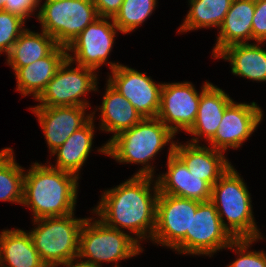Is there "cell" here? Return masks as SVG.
<instances>
[{
    "label": "cell",
    "mask_w": 266,
    "mask_h": 267,
    "mask_svg": "<svg viewBox=\"0 0 266 267\" xmlns=\"http://www.w3.org/2000/svg\"><path fill=\"white\" fill-rule=\"evenodd\" d=\"M158 196L156 177L132 175L115 188L103 191L91 212L108 227L123 232L128 230L141 245L143 240H152Z\"/></svg>",
    "instance_id": "1"
},
{
    "label": "cell",
    "mask_w": 266,
    "mask_h": 267,
    "mask_svg": "<svg viewBox=\"0 0 266 267\" xmlns=\"http://www.w3.org/2000/svg\"><path fill=\"white\" fill-rule=\"evenodd\" d=\"M47 162L36 161L24 173L22 205L30 208L32 220L75 213L80 178Z\"/></svg>",
    "instance_id": "2"
},
{
    "label": "cell",
    "mask_w": 266,
    "mask_h": 267,
    "mask_svg": "<svg viewBox=\"0 0 266 267\" xmlns=\"http://www.w3.org/2000/svg\"><path fill=\"white\" fill-rule=\"evenodd\" d=\"M175 134L158 118H143L106 144V155L118 163L141 164L134 175L155 177L154 161L165 145H175ZM174 140V141H173Z\"/></svg>",
    "instance_id": "3"
},
{
    "label": "cell",
    "mask_w": 266,
    "mask_h": 267,
    "mask_svg": "<svg viewBox=\"0 0 266 267\" xmlns=\"http://www.w3.org/2000/svg\"><path fill=\"white\" fill-rule=\"evenodd\" d=\"M246 184L231 165L212 186L211 202L234 239H259L263 236L253 215L252 197Z\"/></svg>",
    "instance_id": "4"
},
{
    "label": "cell",
    "mask_w": 266,
    "mask_h": 267,
    "mask_svg": "<svg viewBox=\"0 0 266 267\" xmlns=\"http://www.w3.org/2000/svg\"><path fill=\"white\" fill-rule=\"evenodd\" d=\"M142 252V246L127 231L108 227L99 218L86 217L79 236V258L95 267H102L104 262L120 267L119 262Z\"/></svg>",
    "instance_id": "5"
},
{
    "label": "cell",
    "mask_w": 266,
    "mask_h": 267,
    "mask_svg": "<svg viewBox=\"0 0 266 267\" xmlns=\"http://www.w3.org/2000/svg\"><path fill=\"white\" fill-rule=\"evenodd\" d=\"M85 219L76 218L72 213L62 217L32 220L36 226L28 233L47 267L78 257L79 236Z\"/></svg>",
    "instance_id": "6"
},
{
    "label": "cell",
    "mask_w": 266,
    "mask_h": 267,
    "mask_svg": "<svg viewBox=\"0 0 266 267\" xmlns=\"http://www.w3.org/2000/svg\"><path fill=\"white\" fill-rule=\"evenodd\" d=\"M36 18L42 31L67 47L99 15L92 0H44Z\"/></svg>",
    "instance_id": "7"
},
{
    "label": "cell",
    "mask_w": 266,
    "mask_h": 267,
    "mask_svg": "<svg viewBox=\"0 0 266 267\" xmlns=\"http://www.w3.org/2000/svg\"><path fill=\"white\" fill-rule=\"evenodd\" d=\"M201 202L167 194L157 199L156 227L151 242L190 255V223Z\"/></svg>",
    "instance_id": "8"
},
{
    "label": "cell",
    "mask_w": 266,
    "mask_h": 267,
    "mask_svg": "<svg viewBox=\"0 0 266 267\" xmlns=\"http://www.w3.org/2000/svg\"><path fill=\"white\" fill-rule=\"evenodd\" d=\"M72 64L69 59L63 62L33 107H91L85 96L99 91L98 74L92 68Z\"/></svg>",
    "instance_id": "9"
},
{
    "label": "cell",
    "mask_w": 266,
    "mask_h": 267,
    "mask_svg": "<svg viewBox=\"0 0 266 267\" xmlns=\"http://www.w3.org/2000/svg\"><path fill=\"white\" fill-rule=\"evenodd\" d=\"M118 32L120 31L112 18L99 17L66 47L67 59L72 61L73 65L75 63L97 72L104 64L110 66V70H114L121 63L108 61V57Z\"/></svg>",
    "instance_id": "10"
},
{
    "label": "cell",
    "mask_w": 266,
    "mask_h": 267,
    "mask_svg": "<svg viewBox=\"0 0 266 267\" xmlns=\"http://www.w3.org/2000/svg\"><path fill=\"white\" fill-rule=\"evenodd\" d=\"M108 75L107 82L121 93L143 118H157L162 83L151 76L120 64Z\"/></svg>",
    "instance_id": "11"
},
{
    "label": "cell",
    "mask_w": 266,
    "mask_h": 267,
    "mask_svg": "<svg viewBox=\"0 0 266 267\" xmlns=\"http://www.w3.org/2000/svg\"><path fill=\"white\" fill-rule=\"evenodd\" d=\"M263 112L256 102L238 103L233 100L226 107L219 128L207 146L223 152L230 148L237 150L263 121Z\"/></svg>",
    "instance_id": "12"
},
{
    "label": "cell",
    "mask_w": 266,
    "mask_h": 267,
    "mask_svg": "<svg viewBox=\"0 0 266 267\" xmlns=\"http://www.w3.org/2000/svg\"><path fill=\"white\" fill-rule=\"evenodd\" d=\"M200 96L191 82H164L157 118L175 135L181 130L187 132L196 120Z\"/></svg>",
    "instance_id": "13"
},
{
    "label": "cell",
    "mask_w": 266,
    "mask_h": 267,
    "mask_svg": "<svg viewBox=\"0 0 266 267\" xmlns=\"http://www.w3.org/2000/svg\"><path fill=\"white\" fill-rule=\"evenodd\" d=\"M235 239L222 225L211 201L201 202L190 223V255L213 256Z\"/></svg>",
    "instance_id": "14"
},
{
    "label": "cell",
    "mask_w": 266,
    "mask_h": 267,
    "mask_svg": "<svg viewBox=\"0 0 266 267\" xmlns=\"http://www.w3.org/2000/svg\"><path fill=\"white\" fill-rule=\"evenodd\" d=\"M87 108L89 107H29L38 118L50 153L92 118V113H86Z\"/></svg>",
    "instance_id": "15"
},
{
    "label": "cell",
    "mask_w": 266,
    "mask_h": 267,
    "mask_svg": "<svg viewBox=\"0 0 266 267\" xmlns=\"http://www.w3.org/2000/svg\"><path fill=\"white\" fill-rule=\"evenodd\" d=\"M168 147L167 172L156 175L159 194H167L199 202L211 201L212 187L200 177L192 175L186 165Z\"/></svg>",
    "instance_id": "16"
},
{
    "label": "cell",
    "mask_w": 266,
    "mask_h": 267,
    "mask_svg": "<svg viewBox=\"0 0 266 267\" xmlns=\"http://www.w3.org/2000/svg\"><path fill=\"white\" fill-rule=\"evenodd\" d=\"M196 120L185 133L193 137L187 141L200 144V138L209 142L217 132L226 107L233 101L228 93L211 82L203 83Z\"/></svg>",
    "instance_id": "17"
},
{
    "label": "cell",
    "mask_w": 266,
    "mask_h": 267,
    "mask_svg": "<svg viewBox=\"0 0 266 267\" xmlns=\"http://www.w3.org/2000/svg\"><path fill=\"white\" fill-rule=\"evenodd\" d=\"M174 154L186 165L192 175L200 177L211 187L232 165L225 157V152L204 144H193L187 141L181 144L177 141Z\"/></svg>",
    "instance_id": "18"
},
{
    "label": "cell",
    "mask_w": 266,
    "mask_h": 267,
    "mask_svg": "<svg viewBox=\"0 0 266 267\" xmlns=\"http://www.w3.org/2000/svg\"><path fill=\"white\" fill-rule=\"evenodd\" d=\"M102 105L97 107L100 110L99 130L110 132L114 135L106 141L103 146L97 149L98 153L106 155V144L116 135L130 129L139 123L143 117L136 111L135 107L108 82L105 84Z\"/></svg>",
    "instance_id": "19"
},
{
    "label": "cell",
    "mask_w": 266,
    "mask_h": 267,
    "mask_svg": "<svg viewBox=\"0 0 266 267\" xmlns=\"http://www.w3.org/2000/svg\"><path fill=\"white\" fill-rule=\"evenodd\" d=\"M255 0H233L216 37L212 57L234 44L249 43L252 40V22Z\"/></svg>",
    "instance_id": "20"
},
{
    "label": "cell",
    "mask_w": 266,
    "mask_h": 267,
    "mask_svg": "<svg viewBox=\"0 0 266 267\" xmlns=\"http://www.w3.org/2000/svg\"><path fill=\"white\" fill-rule=\"evenodd\" d=\"M66 59V47L58 45L48 56L17 68L14 71L16 91H20L23 96L30 94L36 100Z\"/></svg>",
    "instance_id": "21"
},
{
    "label": "cell",
    "mask_w": 266,
    "mask_h": 267,
    "mask_svg": "<svg viewBox=\"0 0 266 267\" xmlns=\"http://www.w3.org/2000/svg\"><path fill=\"white\" fill-rule=\"evenodd\" d=\"M96 110L92 112V118L80 129L71 134V136L56 150H54L50 156L56 157V164L53 165L50 162L47 164L62 171L70 172L80 178V170L86 160H88L89 154L92 152L93 139L95 136L94 120L96 117Z\"/></svg>",
    "instance_id": "22"
},
{
    "label": "cell",
    "mask_w": 266,
    "mask_h": 267,
    "mask_svg": "<svg viewBox=\"0 0 266 267\" xmlns=\"http://www.w3.org/2000/svg\"><path fill=\"white\" fill-rule=\"evenodd\" d=\"M264 42L234 44L223 49L214 59L230 63L233 75L266 83V50Z\"/></svg>",
    "instance_id": "23"
},
{
    "label": "cell",
    "mask_w": 266,
    "mask_h": 267,
    "mask_svg": "<svg viewBox=\"0 0 266 267\" xmlns=\"http://www.w3.org/2000/svg\"><path fill=\"white\" fill-rule=\"evenodd\" d=\"M0 267H47L35 249L30 234L22 229L0 232Z\"/></svg>",
    "instance_id": "24"
},
{
    "label": "cell",
    "mask_w": 266,
    "mask_h": 267,
    "mask_svg": "<svg viewBox=\"0 0 266 267\" xmlns=\"http://www.w3.org/2000/svg\"><path fill=\"white\" fill-rule=\"evenodd\" d=\"M57 46L56 41L46 32L41 30L38 33L26 28L13 44L5 60L15 71L48 56Z\"/></svg>",
    "instance_id": "25"
},
{
    "label": "cell",
    "mask_w": 266,
    "mask_h": 267,
    "mask_svg": "<svg viewBox=\"0 0 266 267\" xmlns=\"http://www.w3.org/2000/svg\"><path fill=\"white\" fill-rule=\"evenodd\" d=\"M189 11L177 33L202 28L219 29L233 0H188Z\"/></svg>",
    "instance_id": "26"
},
{
    "label": "cell",
    "mask_w": 266,
    "mask_h": 267,
    "mask_svg": "<svg viewBox=\"0 0 266 267\" xmlns=\"http://www.w3.org/2000/svg\"><path fill=\"white\" fill-rule=\"evenodd\" d=\"M14 155L13 148L0 150V201L22 205L25 169Z\"/></svg>",
    "instance_id": "27"
},
{
    "label": "cell",
    "mask_w": 266,
    "mask_h": 267,
    "mask_svg": "<svg viewBox=\"0 0 266 267\" xmlns=\"http://www.w3.org/2000/svg\"><path fill=\"white\" fill-rule=\"evenodd\" d=\"M157 3V0H124L113 22L120 33L130 34L152 15Z\"/></svg>",
    "instance_id": "28"
},
{
    "label": "cell",
    "mask_w": 266,
    "mask_h": 267,
    "mask_svg": "<svg viewBox=\"0 0 266 267\" xmlns=\"http://www.w3.org/2000/svg\"><path fill=\"white\" fill-rule=\"evenodd\" d=\"M26 19L19 14L0 11V55H7L21 33L26 29Z\"/></svg>",
    "instance_id": "29"
},
{
    "label": "cell",
    "mask_w": 266,
    "mask_h": 267,
    "mask_svg": "<svg viewBox=\"0 0 266 267\" xmlns=\"http://www.w3.org/2000/svg\"><path fill=\"white\" fill-rule=\"evenodd\" d=\"M260 239H235L227 248L237 254V258L227 267H266V253L263 250L252 251L251 246ZM251 245V246H250ZM250 251H249V250Z\"/></svg>",
    "instance_id": "30"
},
{
    "label": "cell",
    "mask_w": 266,
    "mask_h": 267,
    "mask_svg": "<svg viewBox=\"0 0 266 267\" xmlns=\"http://www.w3.org/2000/svg\"><path fill=\"white\" fill-rule=\"evenodd\" d=\"M266 41V0H255L252 22V41Z\"/></svg>",
    "instance_id": "31"
},
{
    "label": "cell",
    "mask_w": 266,
    "mask_h": 267,
    "mask_svg": "<svg viewBox=\"0 0 266 267\" xmlns=\"http://www.w3.org/2000/svg\"><path fill=\"white\" fill-rule=\"evenodd\" d=\"M39 4V0H5L4 10L19 14L28 20L32 16L37 17Z\"/></svg>",
    "instance_id": "32"
},
{
    "label": "cell",
    "mask_w": 266,
    "mask_h": 267,
    "mask_svg": "<svg viewBox=\"0 0 266 267\" xmlns=\"http://www.w3.org/2000/svg\"><path fill=\"white\" fill-rule=\"evenodd\" d=\"M124 0H92L99 17L114 18Z\"/></svg>",
    "instance_id": "33"
},
{
    "label": "cell",
    "mask_w": 266,
    "mask_h": 267,
    "mask_svg": "<svg viewBox=\"0 0 266 267\" xmlns=\"http://www.w3.org/2000/svg\"><path fill=\"white\" fill-rule=\"evenodd\" d=\"M60 265L63 267H95V266H92L89 262H87V261H85L79 257L69 259L65 262L54 265L53 267H58Z\"/></svg>",
    "instance_id": "34"
},
{
    "label": "cell",
    "mask_w": 266,
    "mask_h": 267,
    "mask_svg": "<svg viewBox=\"0 0 266 267\" xmlns=\"http://www.w3.org/2000/svg\"><path fill=\"white\" fill-rule=\"evenodd\" d=\"M5 0H0V11L4 10Z\"/></svg>",
    "instance_id": "35"
}]
</instances>
